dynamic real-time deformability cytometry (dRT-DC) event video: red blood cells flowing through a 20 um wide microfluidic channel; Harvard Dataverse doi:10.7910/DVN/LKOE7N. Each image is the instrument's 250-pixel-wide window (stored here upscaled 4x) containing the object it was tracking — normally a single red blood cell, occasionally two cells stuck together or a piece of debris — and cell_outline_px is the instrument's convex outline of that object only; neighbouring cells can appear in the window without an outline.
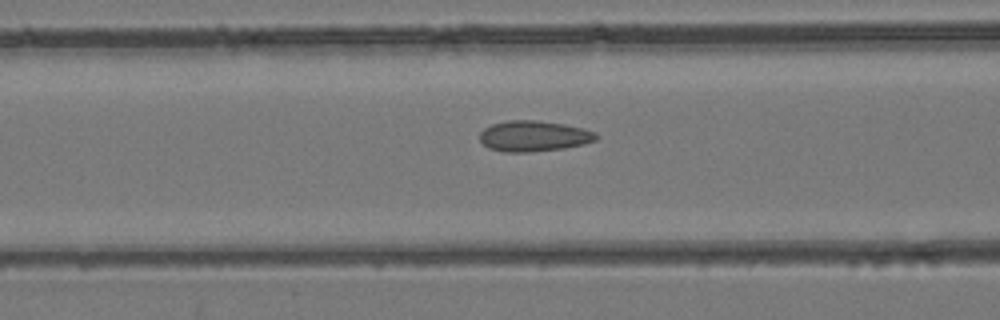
{"species": "common noctule bat (a hibernating species)", "species_latin": "Nyctalus noctula", "temperature_condition": "room temperature", "stored_images_in_passage": 17, "camera_frame_rate_fps": 3000, "um_per_image_px": 0.085, "animal": {"sex": "female", "body_mass_g": 24.6, "forearm_length_mm": 56.2}, "frame": {"image": 1, "passage_image": 15, "time_ms": 4.667, "image_size_px": [1000, 320], "cell_outline_px": [[600, 136], [596, 140], [584, 144], [564, 148], [528, 152], [504, 152], [488, 148], [480, 140], [480, 132], [484, 128], [492, 124], [508, 120], [536, 120], [564, 124], [584, 128], [596, 132]], "centroid_in_image_um": [45.39, 11.56], "position_along_channel_um": 121.2, "area_um2": 20.98}}